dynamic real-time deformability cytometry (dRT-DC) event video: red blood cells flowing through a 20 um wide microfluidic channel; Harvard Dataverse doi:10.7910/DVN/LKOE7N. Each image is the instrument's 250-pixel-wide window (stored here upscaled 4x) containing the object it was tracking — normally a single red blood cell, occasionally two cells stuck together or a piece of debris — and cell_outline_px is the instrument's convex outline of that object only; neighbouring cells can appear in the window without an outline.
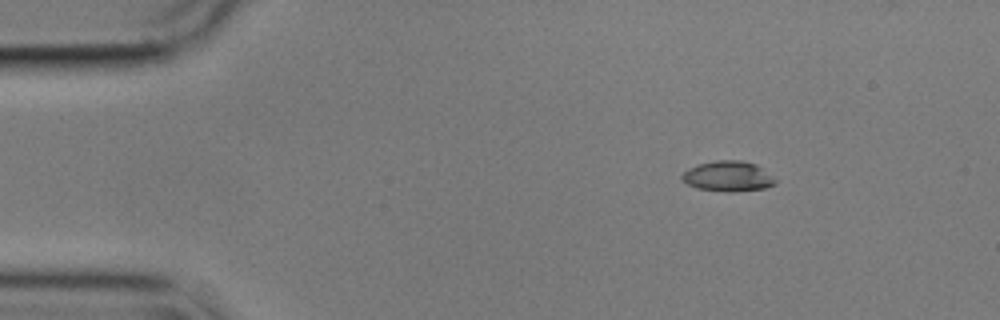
{"species": "common noctule bat (a hibernating species)", "species_latin": "Nyctalus noctula", "temperature_condition": "cold", "stored_images_in_passage": 49, "camera_frame_rate_fps": 3000, "um_per_image_px": 0.085, "animal": {"sex": "male", "body_mass_g": 17.9}, "frame": {"image": 1, "passage_image": 1, "time_ms": 0.0, "image_size_px": [1000, 320], "cell_outline_px": [[776, 184], [764, 188], [732, 192], [696, 188], [680, 180], [680, 176], [688, 168], [700, 164], [716, 160], [740, 160], [756, 164], [776, 180]], "centroid_in_image_um": [61.85, 14.98], "position_along_channel_um": 23.2, "area_um2": 16.36}}
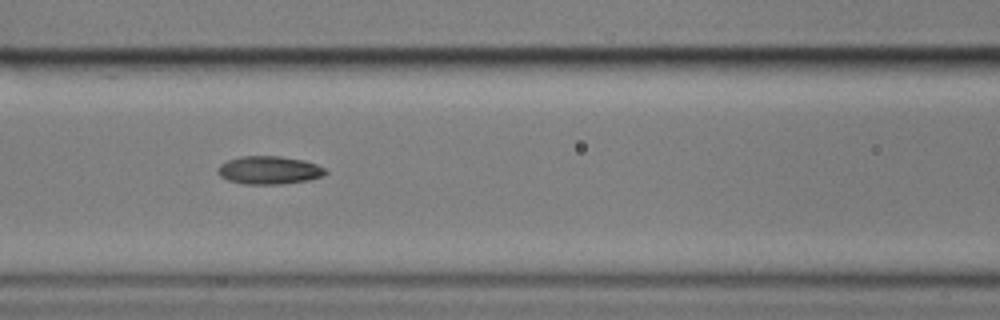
{"frame": {"image": 2, "passage_image": 17, "time_ms": 5.333, "image_size_px": [1000, 320], "cell_outline_px": [[328, 172], [324, 176], [308, 180], [280, 184], [244, 184], [228, 180], [220, 176], [216, 172], [216, 168], [220, 164], [228, 160], [240, 156], [280, 156], [304, 160], [316, 164], [324, 168]], "centroid_in_image_um": [22.86, 14.46], "position_along_channel_um": 143.7, "area_um2": 17.74}}
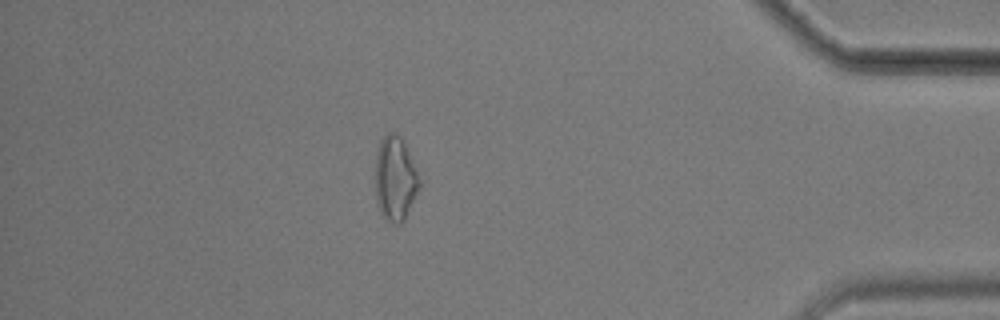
{"frame": {"image": 3, "passage_image": 42, "time_ms": 13.667, "image_size_px": [1000, 320], "cell_outline_px": [[420, 188], [404, 220], [400, 224], [396, 224], [388, 220], [380, 212], [376, 200], [376, 152], [380, 140], [388, 132], [392, 132], [400, 136], [404, 144], [420, 180]], "centroid_in_image_um": [33.58, 15.2], "position_along_channel_um": 401.6, "area_um2": 21.33}, "authors_computed_cell_mechanics": {"area_um2": 17.4556, "velocity_mm_per_s": 3.5769, "shape_relaxation_time_tau1_ms": 7.1294, "shape_relaxation_time_tau2_ms": 3.7325, "deformation_change_tau1": 0.1414, "deformation_change_tau2": 0.0909}}